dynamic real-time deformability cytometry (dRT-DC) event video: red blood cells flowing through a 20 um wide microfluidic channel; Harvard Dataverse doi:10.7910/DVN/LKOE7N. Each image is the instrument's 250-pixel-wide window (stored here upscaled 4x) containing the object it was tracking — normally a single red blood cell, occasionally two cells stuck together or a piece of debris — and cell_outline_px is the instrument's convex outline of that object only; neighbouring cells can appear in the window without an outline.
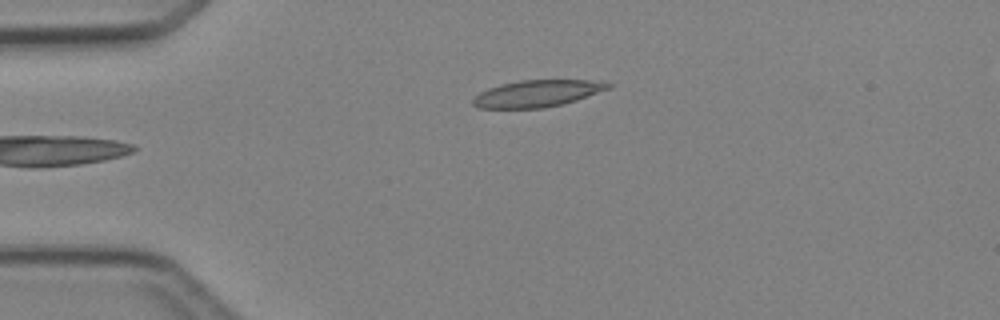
{"species": "Egyptian fruit bat (a non-hibernating species)", "species_latin": "Rousettus aegyptiacus", "temperature_condition": "cold", "stored_images_in_passage": 5, "camera_frame_rate_fps": 3000, "um_per_image_px": 0.085, "animal": {"sex": "female"}, "frame": {"image": 1, "passage_image": 5, "time_ms": 4.667, "image_size_px": [1000, 320], "cell_outline_px": [[612, 88], [564, 104], [544, 108], [476, 108], [472, 104], [472, 100], [480, 92], [488, 88], [500, 84], [520, 80], [604, 80], [612, 84]], "centroid_in_image_um": [45.71, 7.94], "position_along_channel_um": 39.3, "area_um2": 21.39}}